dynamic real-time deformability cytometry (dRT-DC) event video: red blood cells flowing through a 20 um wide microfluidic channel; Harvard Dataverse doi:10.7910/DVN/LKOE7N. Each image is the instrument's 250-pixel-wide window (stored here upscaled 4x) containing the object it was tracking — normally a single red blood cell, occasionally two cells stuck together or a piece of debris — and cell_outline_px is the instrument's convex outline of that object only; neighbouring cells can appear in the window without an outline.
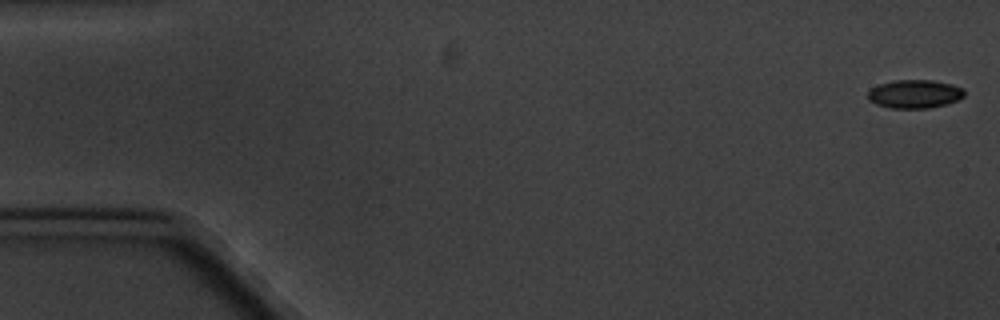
{"species": "common noctule bat (a hibernating species)", "species_latin": "Nyctalus noctula", "temperature_condition": "cold", "stored_images_in_passage": 6, "camera_frame_rate_fps": 3000, "um_per_image_px": 0.085, "animal": {"sex": "male", "body_mass_g": 20.1, "forearm_length_mm": 53.5}, "frame": {"image": 1, "passage_image": 1, "time_ms": 0.0, "image_size_px": [1000, 320], "cell_outline_px": [[964, 96], [956, 100], [944, 104], [928, 108], [892, 108], [876, 104], [868, 100], [868, 92], [872, 88], [880, 84], [892, 80], [932, 80], [952, 84], [964, 88]], "centroid_in_image_um": [77.74, 7.98], "position_along_channel_um": 7.3, "area_um2": 15.9}}
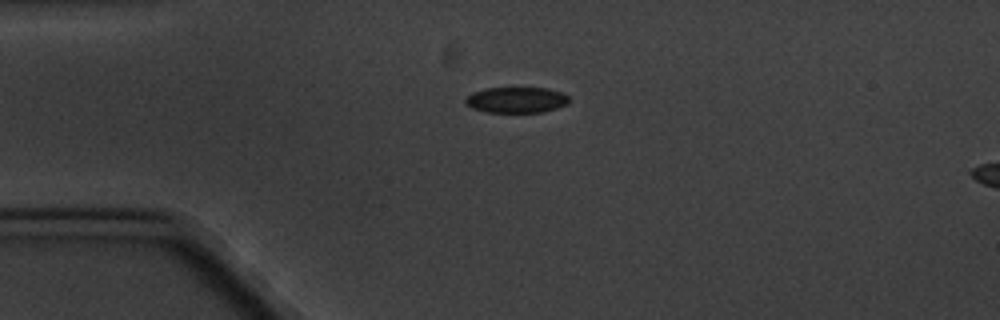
{"frame": {"image": 2, "passage_image": 4, "time_ms": 4.333, "image_size_px": [1000, 320], "cell_outline_px": [[568, 104], [544, 112], [484, 112], [472, 108], [464, 104], [464, 100], [472, 92], [488, 88], [548, 88], [560, 92], [568, 96]], "centroid_in_image_um": [43.87, 8.5], "position_along_channel_um": 41.1, "area_um2": 15.61}}